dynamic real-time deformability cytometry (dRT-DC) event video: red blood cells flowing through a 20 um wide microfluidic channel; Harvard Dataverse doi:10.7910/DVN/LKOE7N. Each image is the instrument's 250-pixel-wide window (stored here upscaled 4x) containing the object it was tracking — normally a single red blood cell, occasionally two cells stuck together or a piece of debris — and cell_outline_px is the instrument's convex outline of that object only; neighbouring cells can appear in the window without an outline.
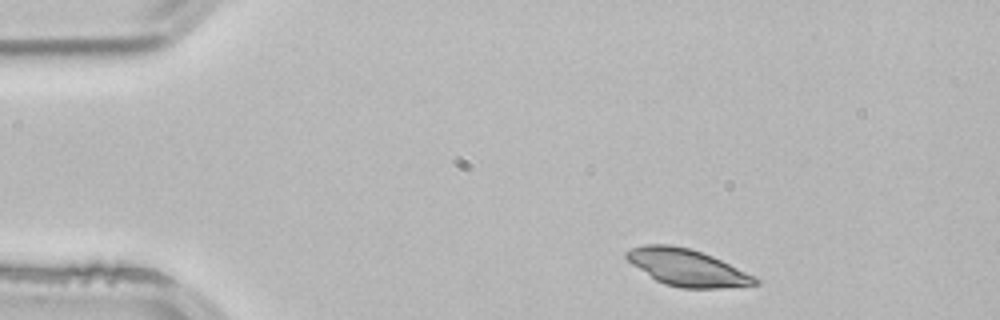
{"species": "common noctule bat (a hibernating species)", "species_latin": "Nyctalus noctula", "temperature_condition": "room temperature", "stored_images_in_passage": 4, "segment_of_instrument_passage": [2, 2], "camera_frame_rate_fps": 3000, "um_per_image_px": 0.085, "animal": {"sex": "male", "body_mass_g": 21.5, "forearm_length_mm": 52.0}, "frame": {"image": 1, "passage_image": 4, "time_ms": 1.0, "image_size_px": [1000, 320], "cell_outline_px": [[760, 284], [720, 288], [680, 288], [664, 284], [656, 280], [632, 264], [624, 256], [624, 252], [628, 248], [644, 244], [672, 244], [688, 248], [712, 256], [760, 280]], "centroid_in_image_um": [58.33, 22.73], "position_along_channel_um": 26.7, "area_um2": 27.34}}